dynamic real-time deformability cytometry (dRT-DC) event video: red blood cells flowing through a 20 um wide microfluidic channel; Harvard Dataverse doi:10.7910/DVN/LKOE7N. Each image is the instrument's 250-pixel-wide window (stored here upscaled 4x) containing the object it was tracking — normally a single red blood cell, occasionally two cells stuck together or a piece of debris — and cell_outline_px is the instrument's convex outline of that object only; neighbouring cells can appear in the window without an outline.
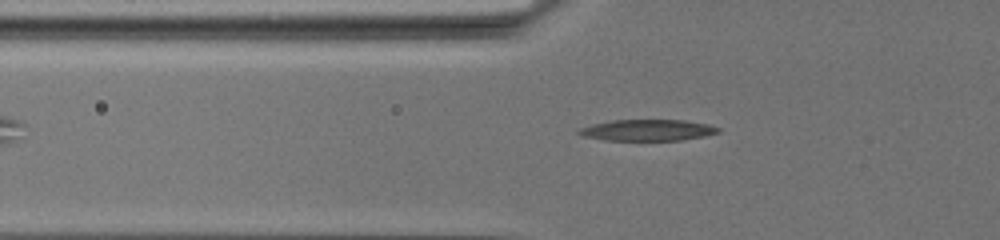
{"species": "common noctule bat (a hibernating species)", "species_latin": "Nyctalus noctula", "temperature_condition": "warm", "stored_images_in_passage": 59, "camera_frame_rate_fps": 3000, "um_per_image_px": 0.085, "animal": {"sex": "female", "body_mass_g": 19.5, "forearm_length_mm": 54.1}, "frame": {"image": 1, "passage_image": 14, "time_ms": 4.333, "image_size_px": [1000, 240], "cell_outline_px": [[720, 132], [704, 136], [680, 140], [604, 140], [584, 136], [576, 132], [580, 128], [592, 124], [612, 120], [684, 120], [708, 124], [720, 128]], "centroid_in_image_um": [55.05, 11.06], "position_along_channel_um": 70.8, "area_um2": 17.17}}
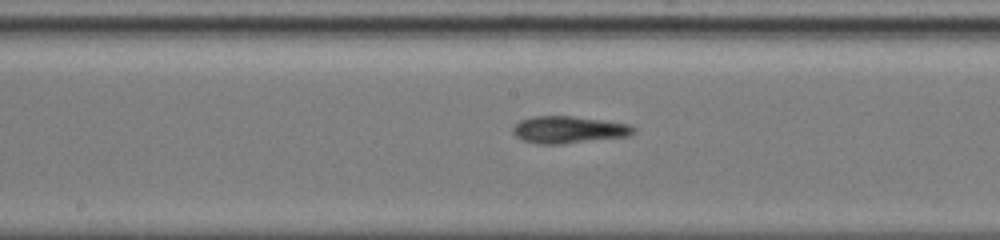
{"frame": {"image": 2, "passage_image": 28, "time_ms": 9.0, "image_size_px": [1000, 240], "cell_outline_px": [[636, 132], [628, 136], [560, 144], [540, 144], [524, 140], [516, 136], [512, 132], [512, 128], [520, 120], [532, 116], [572, 116], [628, 124], [636, 128]], "centroid_in_image_um": [48.32, 11.02], "position_along_channel_um": 199.9, "area_um2": 18.84}}
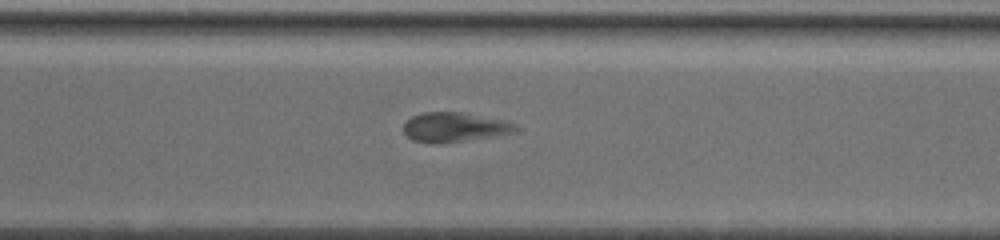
{"frame": {"image": 3, "passage_image": 42, "time_ms": 13.667, "image_size_px": [1000, 240], "cell_outline_px": [[516, 128], [512, 132], [488, 136], [436, 144], [412, 140], [404, 132], [404, 120], [412, 116], [424, 112], [464, 112], [508, 120], [516, 124]], "centroid_in_image_um": [38.58, 10.78], "position_along_channel_um": 332.0, "area_um2": 19.07}}